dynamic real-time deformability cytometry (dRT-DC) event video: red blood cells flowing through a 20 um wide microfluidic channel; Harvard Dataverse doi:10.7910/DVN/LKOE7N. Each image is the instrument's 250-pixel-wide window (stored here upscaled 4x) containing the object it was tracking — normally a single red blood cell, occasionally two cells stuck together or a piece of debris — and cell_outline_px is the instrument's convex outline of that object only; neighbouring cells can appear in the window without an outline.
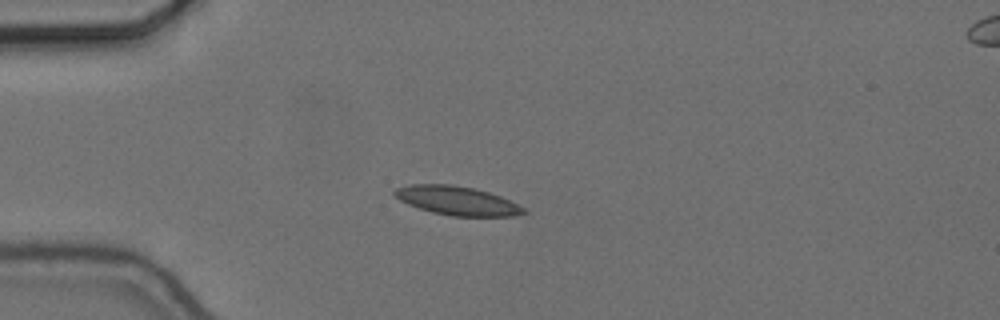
{"species": "common noctule bat (a hibernating species)", "species_latin": "Nyctalus noctula", "temperature_condition": "cold", "stored_images_in_passage": 42, "camera_frame_rate_fps": 3000, "um_per_image_px": 0.085, "animal": {"sex": "female", "body_mass_g": 24.6, "forearm_length_mm": 56.2}, "frame": {"image": 1, "passage_image": 1, "time_ms": 0.0, "image_size_px": [1000, 320], "cell_outline_px": [[528, 212], [512, 216], [452, 216], [432, 212], [408, 204], [400, 200], [392, 192], [396, 188], [412, 184], [452, 184], [472, 188], [488, 192], [500, 196], [524, 208]], "centroid_in_image_um": [38.83, 17.05], "position_along_channel_um": 46.2, "area_um2": 21.44}}
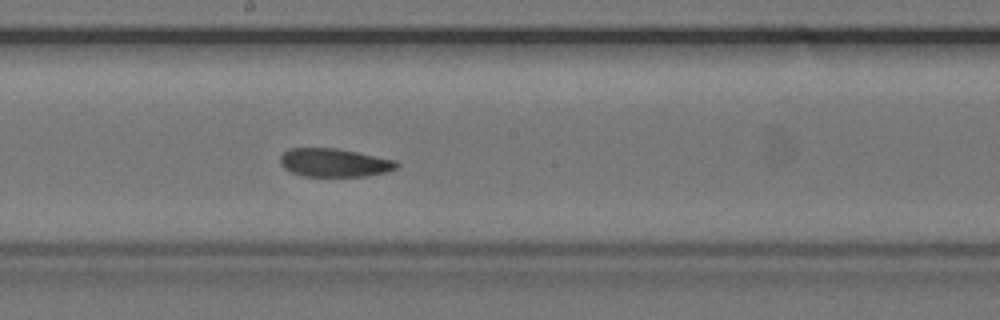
{"frame": {"image": 2, "passage_image": 17, "time_ms": 5.333, "image_size_px": [1000, 320], "cell_outline_px": [[400, 164], [396, 168], [384, 172], [364, 176], [304, 176], [292, 172], [284, 168], [280, 164], [280, 156], [288, 148], [336, 148], [396, 160]], "centroid_in_image_um": [28.39, 13.82], "position_along_channel_um": 219.8, "area_um2": 19.13}}
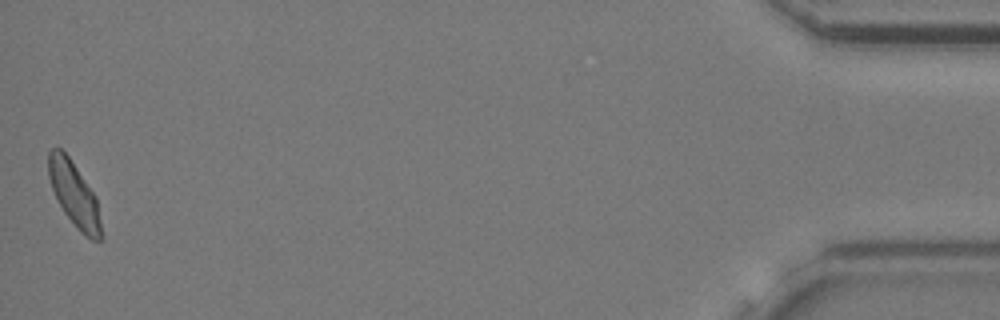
{"frame": {"image": 3, "passage_image": 42, "time_ms": 13.667, "image_size_px": [1000, 320], "cell_outline_px": [[104, 240], [92, 240], [84, 236], [80, 232], [64, 212], [52, 188], [48, 176], [48, 152], [52, 148], [60, 148], [68, 156], [96, 196]], "centroid_in_image_um": [6.33, 16.56], "position_along_channel_um": 428.9, "area_um2": 19.71}, "authors_computed_cell_mechanics": {"area_um2": 19.9699, "velocity_mm_per_s": 3.6411, "shape_relaxation_time_tau1_ms": null, "shape_relaxation_time_tau2_ms": 4.3475, "deformation_change_tau1": null, "deformation_change_tau2": 0.0899}}